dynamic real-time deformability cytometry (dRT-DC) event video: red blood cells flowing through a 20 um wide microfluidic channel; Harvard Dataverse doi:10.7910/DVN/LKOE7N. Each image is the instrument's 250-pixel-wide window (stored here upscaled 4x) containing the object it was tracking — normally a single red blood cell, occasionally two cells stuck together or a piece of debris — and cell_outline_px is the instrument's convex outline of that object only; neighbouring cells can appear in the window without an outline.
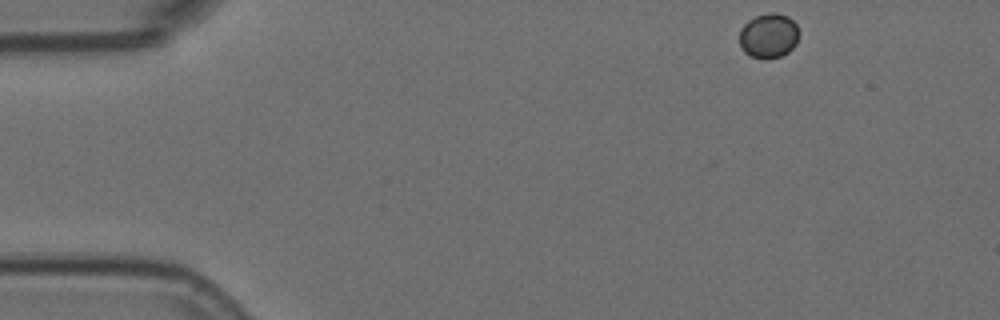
{"species": "Egyptian fruit bat (a non-hibernating species)", "species_latin": "Rousettus aegyptiacus", "temperature_condition": "room temperature", "stored_images_in_passage": 4, "camera_frame_rate_fps": 3000, "um_per_image_px": 0.085, "animal": {"sex": "female"}, "frame": {"image": 1, "passage_image": 1, "time_ms": 0.0, "image_size_px": [1000, 320], "cell_outline_px": [[800, 32], [796, 44], [788, 52], [780, 56], [752, 56], [744, 52], [740, 48], [740, 28], [748, 20], [756, 16], [772, 12], [776, 12], [788, 16], [796, 24]], "centroid_in_image_um": [65.35, 2.99], "position_along_channel_um": 19.7, "area_um2": 15.32}}
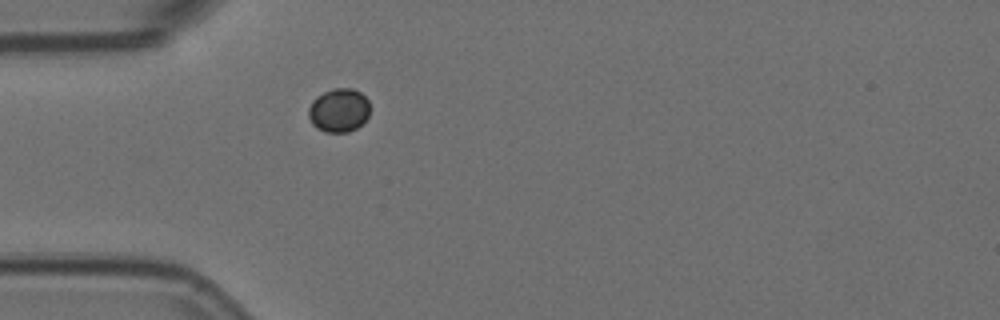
{"frame": {"image": 2, "passage_image": 4, "time_ms": 1.0, "image_size_px": [1000, 320], "cell_outline_px": [[368, 116], [356, 128], [348, 132], [324, 132], [316, 128], [312, 124], [308, 116], [308, 108], [312, 100], [316, 96], [332, 88], [352, 88], [360, 92], [368, 100]], "centroid_in_image_um": [28.76, 9.37], "position_along_channel_um": 56.2, "area_um2": 15.66}}